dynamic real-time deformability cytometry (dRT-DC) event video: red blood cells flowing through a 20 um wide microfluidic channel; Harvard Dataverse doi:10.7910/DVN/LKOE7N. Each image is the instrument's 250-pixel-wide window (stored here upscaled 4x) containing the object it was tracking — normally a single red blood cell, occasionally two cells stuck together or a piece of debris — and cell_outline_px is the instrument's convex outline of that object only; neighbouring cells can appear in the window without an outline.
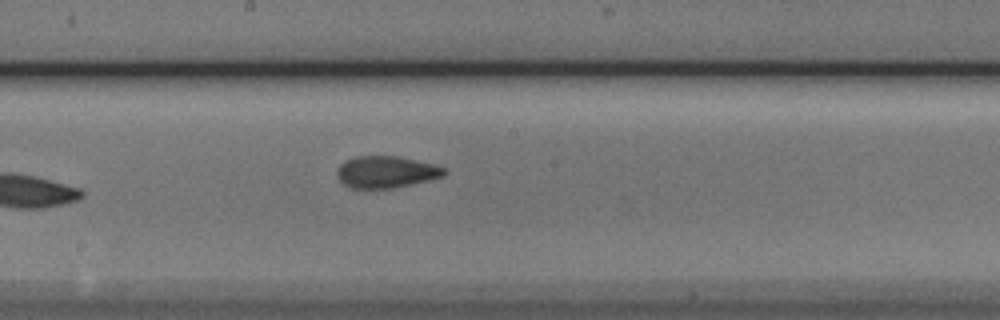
{"species": "Egyptian fruit bat (a non-hibernating species)", "species_latin": "Rousettus aegyptiacus", "temperature_condition": "cold", "stored_images_in_passage": 6, "camera_frame_rate_fps": 3000, "um_per_image_px": 0.085, "animal": {"sex": "male"}, "frame": {"image": 1, "passage_image": 6, "time_ms": 1.667, "image_size_px": [1000, 320], "cell_outline_px": [[448, 172], [444, 176], [428, 180], [388, 188], [352, 188], [344, 184], [336, 176], [336, 172], [340, 164], [344, 160], [356, 156], [396, 156], [432, 164], [444, 168]], "centroid_in_image_um": [32.77, 14.6], "position_along_channel_um": 215.4, "area_um2": 19.59}}